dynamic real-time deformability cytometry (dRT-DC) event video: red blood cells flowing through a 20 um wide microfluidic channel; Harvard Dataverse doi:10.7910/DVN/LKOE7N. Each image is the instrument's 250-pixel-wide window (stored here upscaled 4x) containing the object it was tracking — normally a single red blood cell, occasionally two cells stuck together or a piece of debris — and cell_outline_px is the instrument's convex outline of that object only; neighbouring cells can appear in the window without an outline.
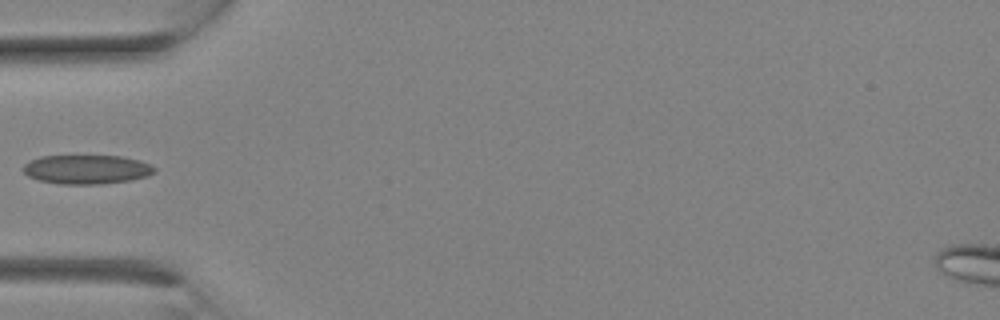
{"species": "Egyptian fruit bat (a non-hibernating species)", "species_latin": "Rousettus aegyptiacus", "temperature_condition": "room temperature", "stored_images_in_passage": 7, "camera_frame_rate_fps": 3000, "um_per_image_px": 0.085, "animal": {"sex": "female"}, "frame": {"image": 1, "passage_image": 1, "time_ms": 0.0, "image_size_px": [1000, 320], "cell_outline_px": [[156, 172], [148, 176], [132, 180], [100, 184], [60, 184], [40, 180], [28, 176], [24, 172], [24, 164], [28, 160], [40, 156], [120, 156], [140, 160], [152, 164], [156, 168]], "centroid_in_image_um": [7.41, 14.4], "position_along_channel_um": 77.6, "area_um2": 22.43}}
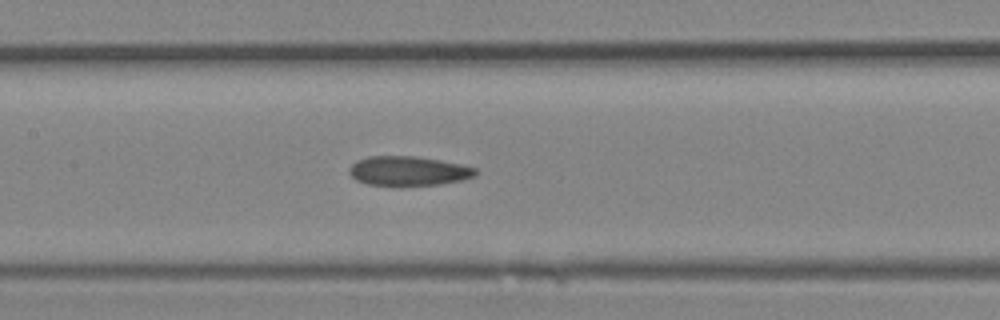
{"frame": {"image": 2, "passage_image": 5, "time_ms": 1.333, "image_size_px": [1000, 320], "cell_outline_px": [[480, 172], [476, 176], [464, 180], [440, 184], [368, 184], [356, 180], [348, 172], [348, 168], [356, 160], [368, 156], [416, 156], [464, 164], [476, 168]], "centroid_in_image_um": [34.77, 14.5], "position_along_channel_um": 172.6, "area_um2": 21.62}}
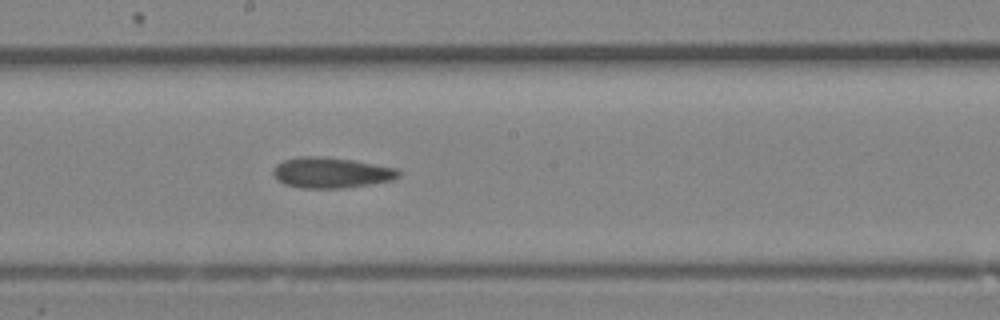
{"frame": {"image": 3, "passage_image": 7, "time_ms": 2.0, "image_size_px": [1000, 320], "cell_outline_px": [[400, 176], [392, 180], [368, 184], [340, 188], [304, 188], [284, 184], [272, 172], [272, 168], [276, 164], [284, 160], [300, 156], [324, 156], [352, 160], [400, 168]], "centroid_in_image_um": [28.17, 14.66], "position_along_channel_um": 220.0, "area_um2": 22.37}}